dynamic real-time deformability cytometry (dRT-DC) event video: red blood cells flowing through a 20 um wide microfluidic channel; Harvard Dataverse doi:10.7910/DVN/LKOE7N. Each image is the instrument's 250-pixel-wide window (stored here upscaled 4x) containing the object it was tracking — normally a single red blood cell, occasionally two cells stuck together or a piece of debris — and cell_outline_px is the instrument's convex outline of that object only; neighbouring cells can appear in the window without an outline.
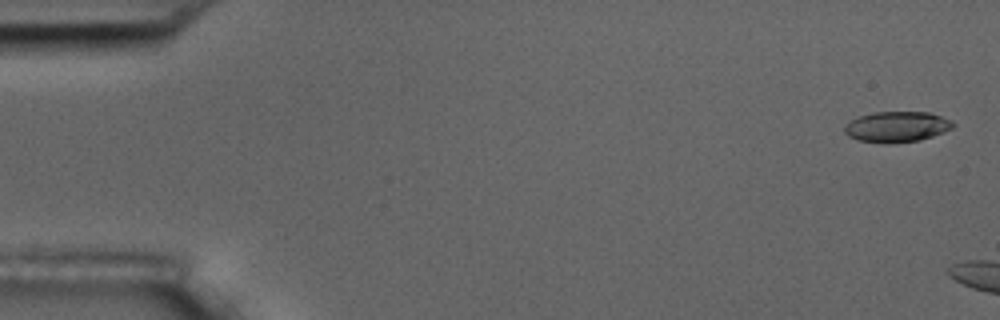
{"species": "common noctule bat (a hibernating species)", "species_latin": "Nyctalus noctula", "temperature_condition": "room temperature", "stored_images_in_passage": 6, "segment_of_instrument_passage": [2, 2], "camera_frame_rate_fps": 3000, "um_per_image_px": 0.085, "animal": {"sex": "male", "body_mass_g": 17.5, "forearm_length_mm": 52.3}, "frame": {"image": 1, "passage_image": 6, "time_ms": 6.667, "image_size_px": [1000, 320], "cell_outline_px": [[956, 124], [952, 128], [944, 132], [920, 140], [892, 144], [884, 144], [856, 140], [848, 136], [844, 132], [844, 124], [860, 116], [876, 112], [928, 112], [952, 120]], "centroid_in_image_um": [76.22, 10.79], "position_along_channel_um": 8.8, "area_um2": 19.59}}